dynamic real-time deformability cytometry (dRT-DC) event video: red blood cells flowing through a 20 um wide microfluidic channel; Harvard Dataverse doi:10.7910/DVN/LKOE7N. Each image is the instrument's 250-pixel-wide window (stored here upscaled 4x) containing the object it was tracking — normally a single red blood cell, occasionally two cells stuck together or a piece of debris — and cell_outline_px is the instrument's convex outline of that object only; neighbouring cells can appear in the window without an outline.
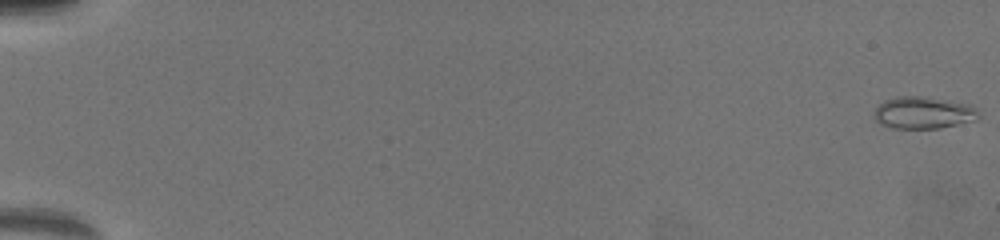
{"species": "common noctule bat (a hibernating species)", "species_latin": "Nyctalus noctula", "temperature_condition": "warm", "stored_images_in_passage": 13, "camera_frame_rate_fps": 3000, "um_per_image_px": 0.085, "animal": {"sex": "female", "body_mass_g": 19.5, "forearm_length_mm": 54.1}, "frame": {"image": 1, "passage_image": 1, "time_ms": 0.0, "image_size_px": [1000, 240], "cell_outline_px": [[980, 116], [976, 120], [940, 128], [892, 128], [876, 120], [872, 116], [872, 112], [884, 100], [900, 96], [920, 96], [972, 104], [976, 108]], "centroid_in_image_um": [78.5, 9.58], "position_along_channel_um": 6.5, "area_um2": 19.54}}